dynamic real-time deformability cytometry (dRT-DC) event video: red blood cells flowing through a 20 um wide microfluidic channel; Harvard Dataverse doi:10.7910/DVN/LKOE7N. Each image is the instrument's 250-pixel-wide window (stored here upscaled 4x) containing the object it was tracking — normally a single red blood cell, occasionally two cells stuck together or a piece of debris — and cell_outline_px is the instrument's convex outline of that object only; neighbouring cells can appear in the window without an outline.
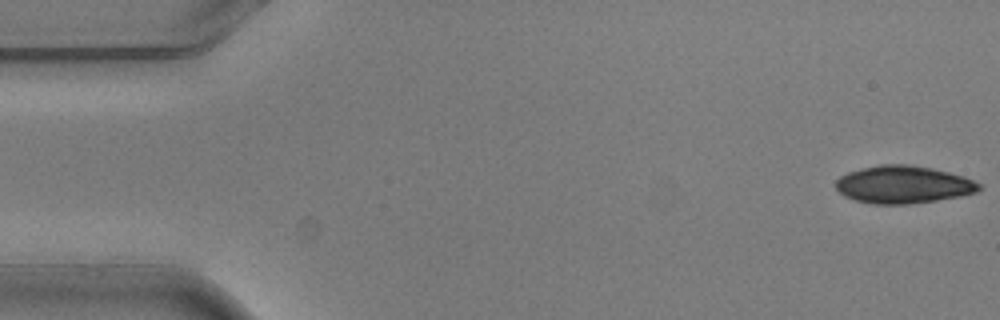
{"species": "common noctule bat (a hibernating species)", "species_latin": "Nyctalus noctula", "temperature_condition": "warm", "stored_images_in_passage": 4, "camera_frame_rate_fps": 3000, "um_per_image_px": 0.085, "animal": {"sex": "male", "body_mass_g": 20.5, "forearm_length_mm": 52.5}, "frame": {"image": 1, "passage_image": 1, "time_ms": 0.0, "image_size_px": [1000, 320], "cell_outline_px": [[984, 188], [976, 192], [960, 196], [936, 200], [908, 204], [872, 204], [856, 200], [844, 196], [836, 188], [836, 180], [840, 176], [848, 172], [880, 164], [908, 164], [932, 168], [964, 176], [980, 184]], "centroid_in_image_um": [76.79, 15.69], "position_along_channel_um": 8.2, "area_um2": 31.33}}